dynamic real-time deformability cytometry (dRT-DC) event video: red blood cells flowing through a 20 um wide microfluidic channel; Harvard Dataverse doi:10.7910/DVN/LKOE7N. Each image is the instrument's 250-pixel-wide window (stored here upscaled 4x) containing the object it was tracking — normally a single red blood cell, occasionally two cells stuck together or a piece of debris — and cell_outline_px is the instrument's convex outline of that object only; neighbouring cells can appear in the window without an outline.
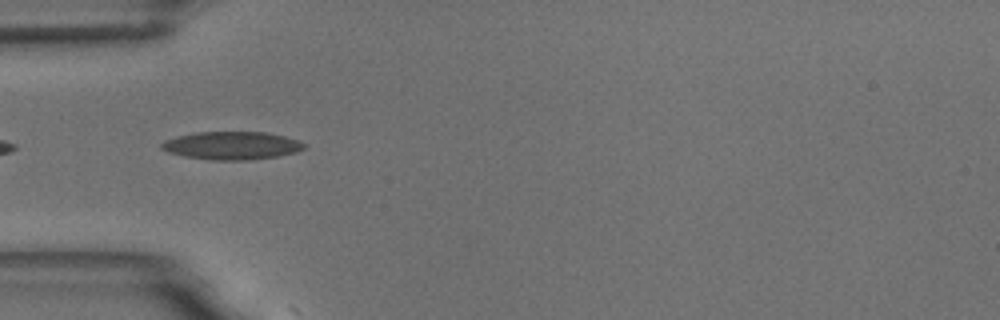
{"species": "common noctule bat (a hibernating species)", "species_latin": "Nyctalus noctula", "temperature_condition": "room temperature", "stored_images_in_passage": 3, "camera_frame_rate_fps": 3000, "um_per_image_px": 0.085, "animal": {"sex": "male", "body_mass_g": 18.8}, "frame": {"image": 1, "passage_image": 1, "time_ms": 0.0, "image_size_px": [1000, 320], "cell_outline_px": [[304, 148], [296, 152], [280, 156], [252, 160], [208, 160], [184, 156], [168, 152], [160, 148], [160, 144], [164, 140], [176, 136], [196, 132], [264, 132], [284, 136], [300, 140], [304, 144]], "centroid_in_image_um": [19.68, 12.38], "position_along_channel_um": 65.3, "area_um2": 23.47}}